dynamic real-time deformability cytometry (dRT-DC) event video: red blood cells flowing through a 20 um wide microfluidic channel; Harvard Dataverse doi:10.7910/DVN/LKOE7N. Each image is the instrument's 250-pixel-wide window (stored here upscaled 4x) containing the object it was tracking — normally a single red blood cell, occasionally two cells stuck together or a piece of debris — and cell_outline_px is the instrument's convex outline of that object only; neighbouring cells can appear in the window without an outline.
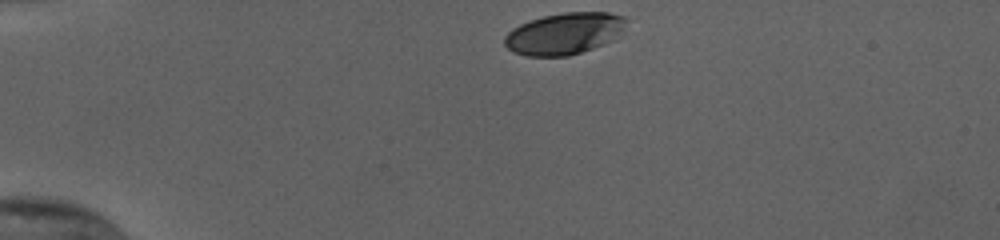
{"species": "human", "species_latin": "Homo sapiens", "temperature_condition": "cold", "stored_images_in_passage": 34, "camera_frame_rate_fps": 3000, "um_per_image_px": 0.085, "donor": {"sex": "female"}, "frame": {"image": 1, "passage_image": 1, "time_ms": 0.0, "image_size_px": [1000, 240], "cell_outline_px": [[628, 20], [612, 40], [604, 44], [568, 56], [528, 56], [516, 52], [508, 48], [504, 44], [504, 36], [512, 28], [528, 20], [544, 16], [564, 12], [608, 12], [624, 16]], "centroid_in_image_um": [47.94, 2.84], "position_along_channel_um": 37.1, "area_um2": 29.3}}
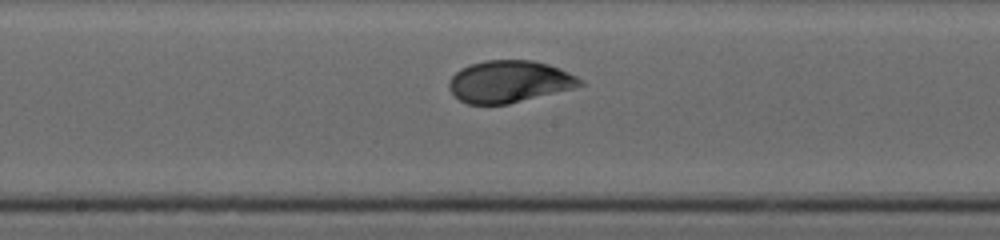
{"frame": {"image": 2, "passage_image": 19, "time_ms": 6.0, "image_size_px": [1000, 240], "cell_outline_px": [[584, 84], [572, 88], [508, 104], [468, 104], [460, 100], [448, 88], [448, 80], [460, 68], [468, 64], [484, 60], [532, 60], [548, 64], [560, 68], [584, 80]], "centroid_in_image_um": [43.26, 6.92], "position_along_channel_um": 204.9, "area_um2": 32.02}}
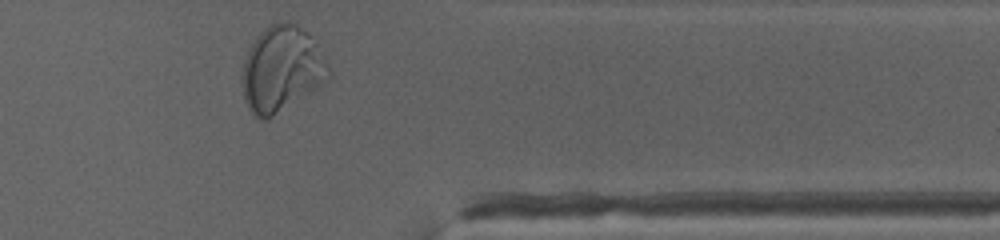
{"frame": {"image": 3, "passage_image": 34, "time_ms": 11.0, "image_size_px": [1000, 240], "cell_outline_px": [[332, 72], [324, 84], [268, 120], [260, 120], [252, 116], [244, 100], [240, 76], [244, 60], [256, 36], [268, 24], [280, 20], [296, 24], [312, 36], [316, 40]], "centroid_in_image_um": [23.93, 5.89], "position_along_channel_um": 387.5, "area_um2": 44.1}, "authors_computed_cell_mechanics": {"area_um2": 31.9056, "velocity_mm_per_s": 3.8004, "shape_relaxation_time_tau1_ms": 3.6829, "shape_relaxation_time_tau2_ms": null, "deformation_change_tau1": 0.1637, "deformation_change_tau2": null}}